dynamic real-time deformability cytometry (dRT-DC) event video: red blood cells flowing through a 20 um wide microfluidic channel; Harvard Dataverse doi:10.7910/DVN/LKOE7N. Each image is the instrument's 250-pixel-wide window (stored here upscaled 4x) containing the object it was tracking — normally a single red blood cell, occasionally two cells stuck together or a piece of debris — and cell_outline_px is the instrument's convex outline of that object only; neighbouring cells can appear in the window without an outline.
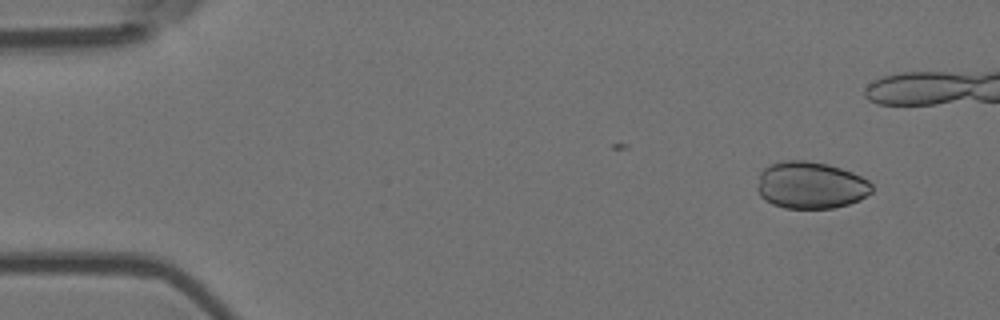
{"species": "Egyptian fruit bat (a non-hibernating species)", "species_latin": "Rousettus aegyptiacus", "temperature_condition": "room temperature", "stored_images_in_passage": 9, "camera_frame_rate_fps": 3000, "um_per_image_px": 0.085, "animal": {"sex": "female"}, "frame": {"image": 1, "passage_image": 1, "time_ms": 0.0, "image_size_px": [1000, 320], "cell_outline_px": [[872, 192], [860, 200], [848, 204], [832, 208], [784, 208], [772, 204], [764, 200], [760, 196], [756, 188], [760, 172], [768, 164], [784, 160], [804, 160], [828, 164], [852, 172], [868, 180], [872, 184]], "centroid_in_image_um": [68.88, 15.74], "position_along_channel_um": 16.1, "area_um2": 31.67}}